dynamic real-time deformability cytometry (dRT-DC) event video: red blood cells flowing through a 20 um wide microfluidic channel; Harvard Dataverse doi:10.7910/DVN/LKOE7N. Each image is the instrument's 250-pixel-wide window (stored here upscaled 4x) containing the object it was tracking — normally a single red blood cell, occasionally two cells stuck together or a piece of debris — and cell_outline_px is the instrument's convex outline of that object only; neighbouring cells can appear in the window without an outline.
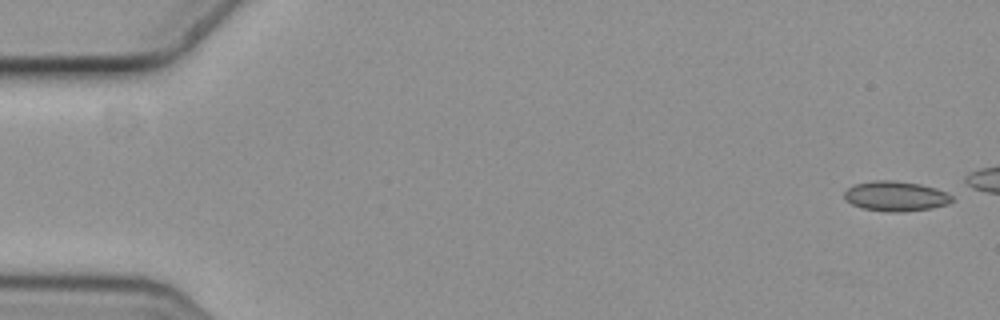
{"species": "common noctule bat (a hibernating species)", "species_latin": "Nyctalus noctula", "temperature_condition": "cold", "stored_images_in_passage": 6, "camera_frame_rate_fps": 3000, "um_per_image_px": 0.085, "animal": {"sex": "female", "body_mass_g": 19.3, "forearm_length_mm": 54.1}, "frame": {"image": 1, "passage_image": 1, "time_ms": 0.0, "image_size_px": [1000, 320], "cell_outline_px": [[952, 200], [948, 204], [932, 208], [900, 212], [888, 212], [864, 208], [852, 204], [844, 200], [844, 192], [848, 188], [856, 184], [872, 180], [892, 180], [920, 184], [936, 188], [952, 196]], "centroid_in_image_um": [76.11, 16.67], "position_along_channel_um": 8.9, "area_um2": 18.73}}
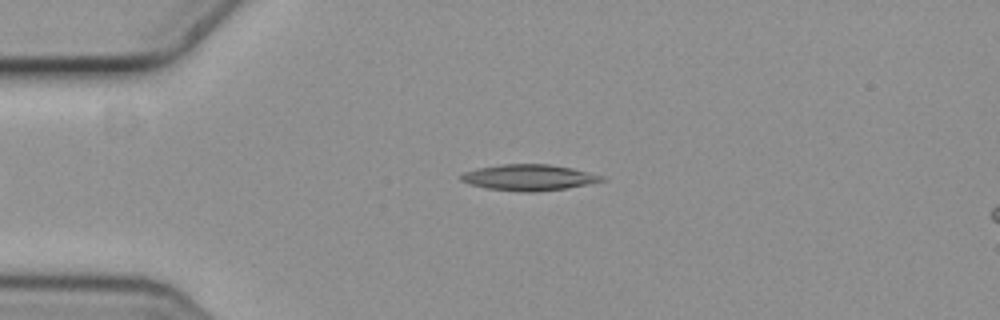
{"frame": {"image": 2, "passage_image": 6, "time_ms": 1.667, "image_size_px": [1000, 320], "cell_outline_px": [[608, 180], [588, 184], [564, 188], [536, 192], [528, 192], [488, 188], [472, 184], [460, 180], [460, 176], [464, 172], [476, 168], [500, 164], [548, 164], [572, 168], [604, 176]], "centroid_in_image_um": [44.98, 15.07], "position_along_channel_um": 40.0, "area_um2": 21.15}}